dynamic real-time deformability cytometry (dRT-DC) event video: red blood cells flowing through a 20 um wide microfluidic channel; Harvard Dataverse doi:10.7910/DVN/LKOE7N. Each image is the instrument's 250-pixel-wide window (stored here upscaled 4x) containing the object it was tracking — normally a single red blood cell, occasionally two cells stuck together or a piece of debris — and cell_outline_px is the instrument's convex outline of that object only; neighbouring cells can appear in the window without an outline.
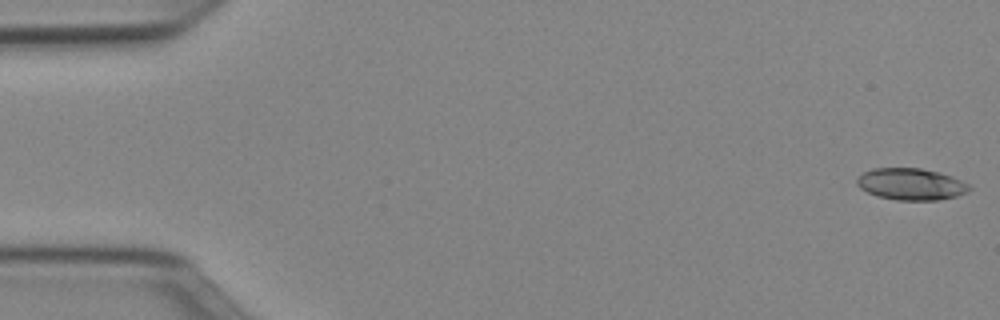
{"species": "Egyptian fruit bat (a non-hibernating species)", "species_latin": "Rousettus aegyptiacus", "temperature_condition": "cold", "stored_images_in_passage": 51, "camera_frame_rate_fps": 3000, "um_per_image_px": 0.085, "animal": {"sex": "female"}, "frame": {"image": 1, "passage_image": 1, "time_ms": 0.0, "image_size_px": [1000, 320], "cell_outline_px": [[972, 188], [956, 196], [940, 200], [896, 200], [876, 196], [860, 188], [856, 184], [856, 180], [864, 172], [872, 168], [920, 168], [940, 172], [952, 176], [968, 184]], "centroid_in_image_um": [77.42, 15.65], "position_along_channel_um": 7.6, "area_um2": 20.75}}
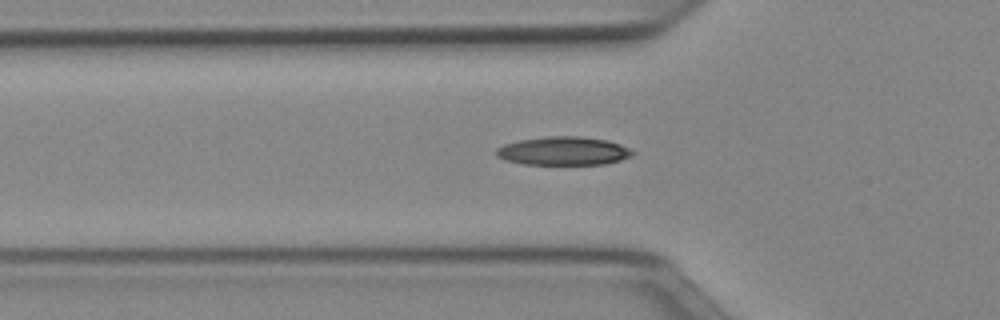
{"frame": {"image": 2, "passage_image": 17, "time_ms": 5.333, "image_size_px": [1000, 320], "cell_outline_px": [[636, 152], [632, 156], [620, 160], [604, 164], [524, 164], [504, 160], [496, 156], [496, 148], [504, 144], [520, 140], [548, 136], [580, 136], [608, 140], [620, 144]], "centroid_in_image_um": [47.89, 12.83], "position_along_channel_um": 77.9, "area_um2": 22.66}}
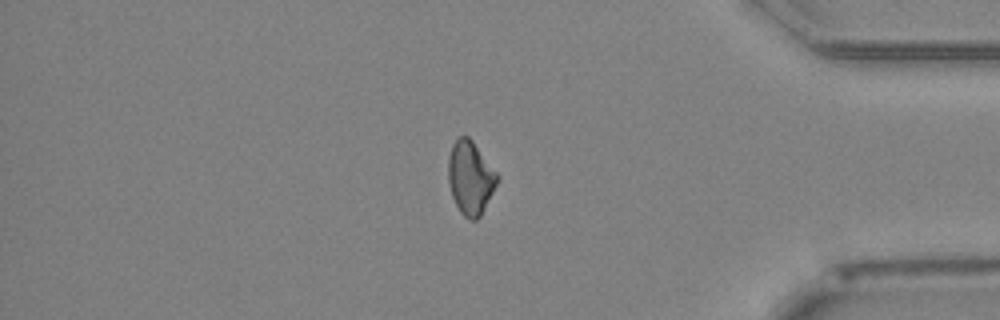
{"frame": {"image": 3, "passage_image": 43, "time_ms": 14.0, "image_size_px": [1000, 320], "cell_outline_px": [[500, 176], [480, 216], [476, 220], [468, 220], [460, 212], [452, 196], [448, 180], [448, 156], [452, 144], [460, 136], [468, 136], [472, 140]], "centroid_in_image_um": [39.97, 15.1], "position_along_channel_um": 395.2, "area_um2": 20.81}, "authors_computed_cell_mechanics": {"area_um2": 21.097, "velocity_mm_per_s": 3.9777, "shape_relaxation_time_tau1_ms": 9.5709, "shape_relaxation_time_tau2_ms": null, "deformation_change_tau1": 0.196, "deformation_change_tau2": null}}